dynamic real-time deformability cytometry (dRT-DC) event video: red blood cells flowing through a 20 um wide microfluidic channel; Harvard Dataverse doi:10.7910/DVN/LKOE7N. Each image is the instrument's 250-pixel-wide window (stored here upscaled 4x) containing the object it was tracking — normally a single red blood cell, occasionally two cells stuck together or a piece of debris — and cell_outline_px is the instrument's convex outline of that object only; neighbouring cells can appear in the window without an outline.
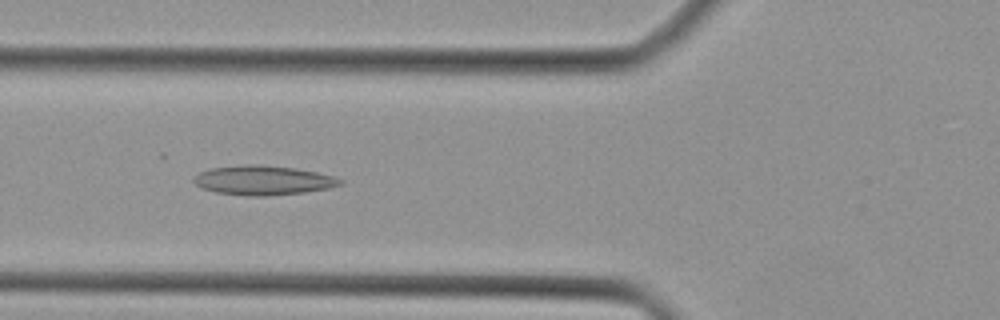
{"species": "Egyptian fruit bat (a non-hibernating species)", "species_latin": "Rousettus aegyptiacus", "temperature_condition": "cold", "stored_images_in_passage": 35, "camera_frame_rate_fps": 3000, "um_per_image_px": 0.085, "animal": {"sex": "female"}, "frame": {"image": 1, "passage_image": 8, "time_ms": 2.333, "image_size_px": [1000, 320], "cell_outline_px": [[344, 184], [328, 188], [304, 192], [264, 196], [248, 196], [216, 192], [204, 188], [196, 184], [192, 180], [200, 172], [212, 168], [244, 164], [256, 164], [296, 168], [316, 172], [332, 176], [344, 180]], "centroid_in_image_um": [22.39, 15.32], "position_along_channel_um": 103.4, "area_um2": 24.91}}
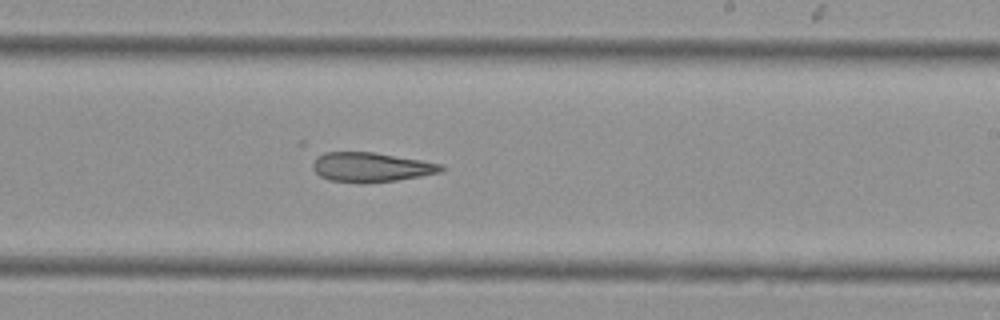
{"frame": {"image": 2, "passage_image": 18, "time_ms": 5.667, "image_size_px": [1000, 320], "cell_outline_px": [[448, 168], [444, 172], [396, 180], [328, 180], [320, 176], [312, 168], [312, 164], [324, 152], [372, 152], [444, 164]], "centroid_in_image_um": [31.63, 14.17], "position_along_channel_um": 257.4, "area_um2": 21.21}}
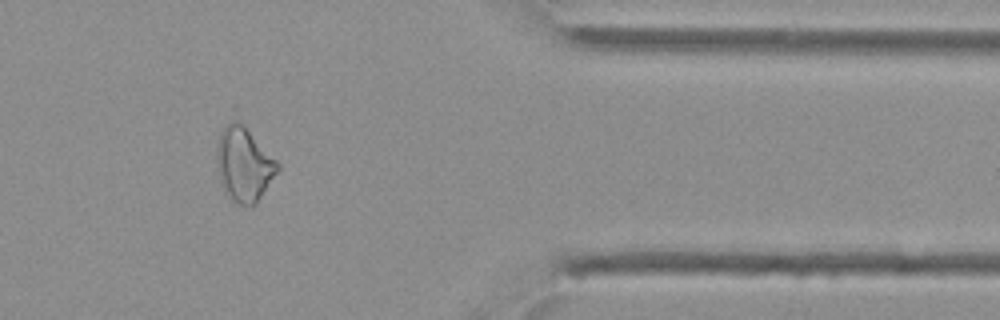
{"frame": {"image": 3, "passage_image": 28, "time_ms": 9.0, "image_size_px": [1000, 320], "cell_outline_px": [[280, 168], [256, 204], [252, 208], [240, 204], [232, 200], [224, 188], [220, 180], [216, 168], [216, 148], [220, 132], [224, 124], [232, 120], [240, 124], [280, 164]], "centroid_in_image_um": [20.7, 14.01], "position_along_channel_um": 390.7, "area_um2": 25.84}}